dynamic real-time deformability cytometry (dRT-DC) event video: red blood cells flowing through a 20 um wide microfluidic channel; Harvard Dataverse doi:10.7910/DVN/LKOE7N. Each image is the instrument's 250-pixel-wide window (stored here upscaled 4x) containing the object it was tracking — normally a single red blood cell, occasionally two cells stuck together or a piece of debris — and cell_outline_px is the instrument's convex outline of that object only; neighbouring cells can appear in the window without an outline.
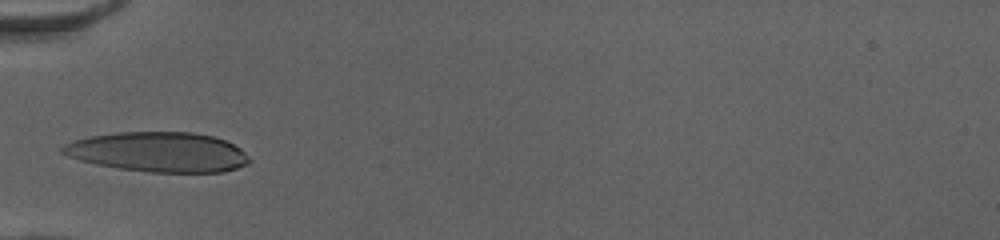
{"species": "human", "species_latin": "Homo sapiens", "temperature_condition": "cold", "stored_images_in_passage": 3, "camera_frame_rate_fps": 3000, "um_per_image_px": 0.085, "donor": {"sex": "female"}, "frame": {"image": 1, "passage_image": 1, "time_ms": 0.0, "image_size_px": [1000, 240], "cell_outline_px": [[252, 160], [248, 164], [224, 172], [148, 172], [120, 168], [96, 164], [80, 160], [68, 156], [60, 152], [60, 148], [64, 144], [76, 140], [92, 136], [116, 132], [192, 132], [212, 136], [224, 140], [240, 148]], "centroid_in_image_um": [13.47, 12.92], "position_along_channel_um": 71.5, "area_um2": 43.23}}